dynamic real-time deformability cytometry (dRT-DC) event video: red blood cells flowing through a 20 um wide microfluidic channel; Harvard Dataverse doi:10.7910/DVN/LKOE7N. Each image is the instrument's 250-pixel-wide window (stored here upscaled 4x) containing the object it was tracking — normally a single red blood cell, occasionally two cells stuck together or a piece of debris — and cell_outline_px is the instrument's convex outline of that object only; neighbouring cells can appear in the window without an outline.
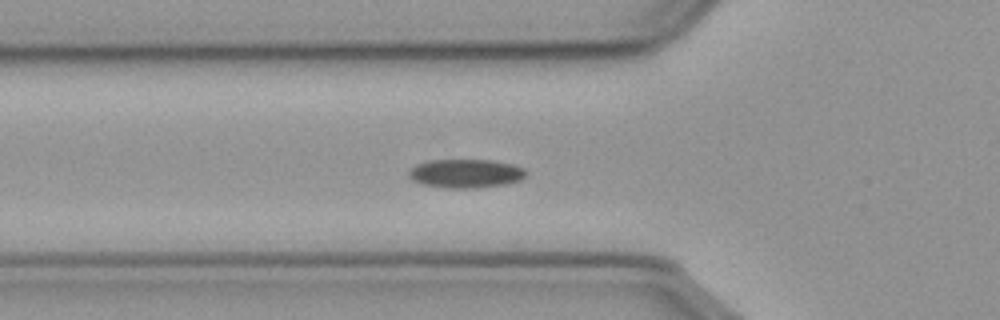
{"species": "common noctule bat (a hibernating species)", "species_latin": "Nyctalus noctula", "temperature_condition": "cold", "stored_images_in_passage": 41, "camera_frame_rate_fps": 3000, "um_per_image_px": 0.085, "animal": {"sex": "male", "body_mass_g": 23.1, "forearm_length_mm": 52.7}, "frame": {"image": 1, "passage_image": 12, "time_ms": 3.667, "image_size_px": [1000, 320], "cell_outline_px": [[524, 176], [520, 180], [504, 184], [476, 188], [448, 188], [420, 184], [412, 180], [408, 176], [408, 172], [416, 164], [432, 160], [492, 160], [512, 164], [524, 168]], "centroid_in_image_um": [39.54, 14.75], "position_along_channel_um": 86.3, "area_um2": 19.54}, "authors_computed_cell_mechanics": {"area_um2": 19.1896, "velocity_mm_per_s": 3.5783, "shape_relaxation_time_tau1_ms": 10.2456, "shape_relaxation_time_tau2_ms": null, "deformation_change_tau1": 0.1313, "deformation_change_tau2": null}}